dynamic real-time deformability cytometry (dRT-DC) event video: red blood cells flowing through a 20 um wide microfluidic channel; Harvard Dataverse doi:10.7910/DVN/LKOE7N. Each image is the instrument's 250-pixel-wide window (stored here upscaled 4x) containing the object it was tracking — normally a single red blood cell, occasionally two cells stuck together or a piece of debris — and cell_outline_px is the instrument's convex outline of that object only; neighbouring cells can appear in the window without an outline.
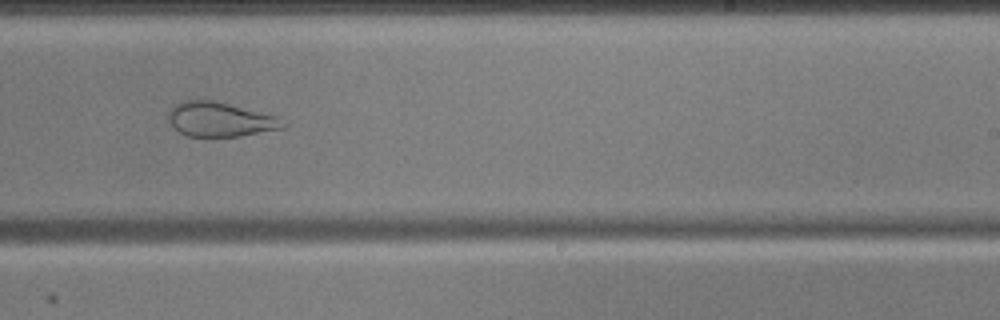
{"species": "common noctule bat (a hibernating species)", "species_latin": "Nyctalus noctula", "temperature_condition": "cold", "stored_images_in_passage": 44, "camera_frame_rate_fps": 3000, "um_per_image_px": 0.085, "animal": {"sex": "male", "body_mass_g": 17.9, "forearm_length_mm": 54.2}, "frame": {"image": 1, "passage_image": 32, "time_ms": 10.333, "image_size_px": [1000, 320], "cell_outline_px": [[288, 124], [284, 128], [240, 136], [188, 136], [180, 132], [168, 120], [168, 112], [172, 104], [184, 100], [212, 100], [280, 116]], "centroid_in_image_um": [18.74, 10.14], "position_along_channel_um": 270.3, "area_um2": 23.18}}